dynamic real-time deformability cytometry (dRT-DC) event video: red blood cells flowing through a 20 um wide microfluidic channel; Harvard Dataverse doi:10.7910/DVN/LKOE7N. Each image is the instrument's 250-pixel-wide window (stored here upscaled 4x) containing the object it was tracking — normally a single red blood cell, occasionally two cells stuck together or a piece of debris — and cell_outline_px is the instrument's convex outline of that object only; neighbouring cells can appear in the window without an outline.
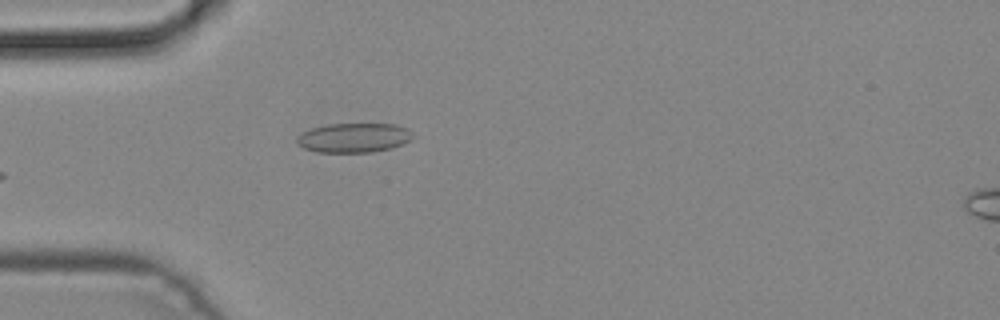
{"species": "common noctule bat (a hibernating species)", "species_latin": "Nyctalus noctula", "temperature_condition": "cold", "stored_images_in_passage": 4, "camera_frame_rate_fps": 3000, "um_per_image_px": 0.085, "animal": {"sex": "male", "body_mass_g": 19.2, "forearm_length_mm": 51.8}, "frame": {"image": 1, "passage_image": 4, "time_ms": 1.0, "image_size_px": [1000, 320], "cell_outline_px": [[416, 136], [412, 140], [392, 148], [372, 152], [316, 152], [304, 148], [296, 140], [296, 136], [312, 128], [328, 124], [396, 124], [408, 128]], "centroid_in_image_um": [30.14, 11.71], "position_along_channel_um": 54.9, "area_um2": 20.0}}